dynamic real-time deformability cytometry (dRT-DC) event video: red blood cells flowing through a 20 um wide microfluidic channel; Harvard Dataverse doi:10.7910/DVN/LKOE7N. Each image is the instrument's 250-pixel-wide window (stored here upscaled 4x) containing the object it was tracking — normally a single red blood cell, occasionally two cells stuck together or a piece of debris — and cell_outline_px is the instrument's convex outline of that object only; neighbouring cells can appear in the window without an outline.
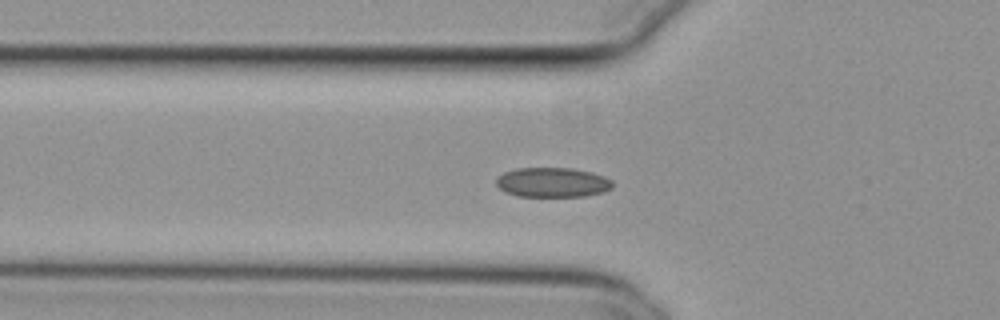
{"species": "common noctule bat (a hibernating species)", "species_latin": "Nyctalus noctula", "temperature_condition": "cold", "stored_images_in_passage": 41, "segment_of_instrument_passage": [1, 2], "camera_frame_rate_fps": 3000, "um_per_image_px": 0.085, "animal": {"sex": "female", "body_mass_g": 29.2, "forearm_length_mm": 56.3}, "frame": {"image": 1, "passage_image": 5, "time_ms": 1.333, "image_size_px": [1000, 320], "cell_outline_px": [[612, 188], [604, 192], [584, 196], [516, 196], [504, 192], [496, 184], [496, 180], [504, 172], [516, 168], [572, 168], [592, 172], [604, 176], [612, 180]], "centroid_in_image_um": [46.97, 15.5], "position_along_channel_um": 78.8, "area_um2": 20.17}}
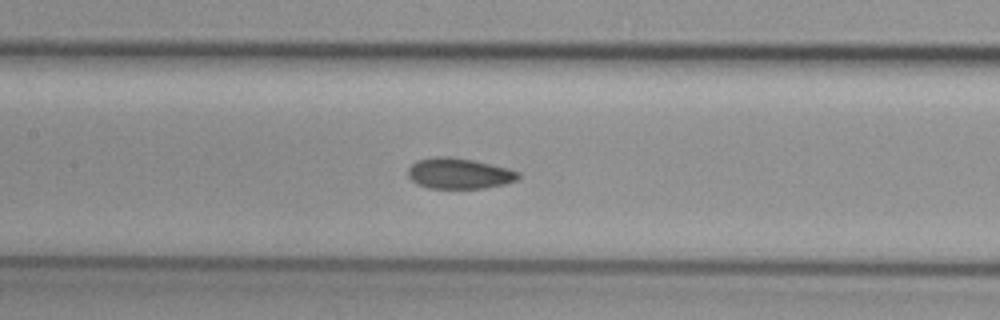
{"frame": {"image": 2, "passage_image": 12, "time_ms": 3.667, "image_size_px": [1000, 320], "cell_outline_px": [[520, 176], [516, 180], [504, 184], [484, 188], [428, 188], [416, 184], [408, 176], [408, 168], [416, 160], [436, 156], [448, 156], [472, 160], [508, 168], [520, 172]], "centroid_in_image_um": [39.0, 14.74], "position_along_channel_um": 168.4, "area_um2": 19.77}}
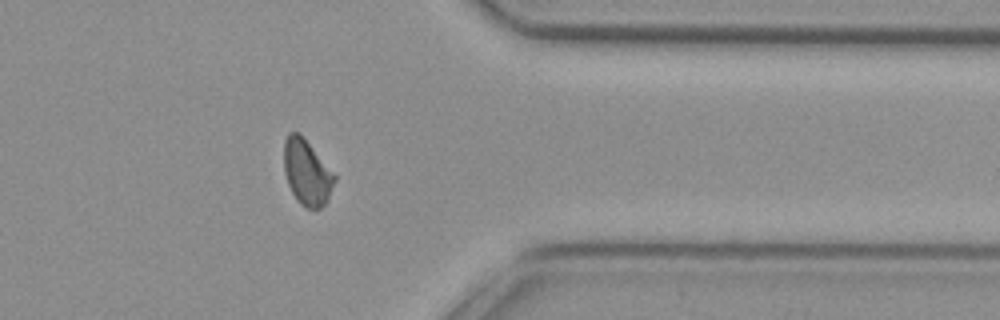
{"frame": {"image": 3, "passage_image": 30, "time_ms": 9.667, "image_size_px": [1000, 320], "cell_outline_px": [[336, 180], [328, 200], [320, 208], [308, 208], [300, 204], [296, 200], [288, 184], [284, 172], [284, 140], [288, 132], [300, 132], [336, 176]], "centroid_in_image_um": [26.07, 14.64], "position_along_channel_um": 385.3, "area_um2": 19.36}}